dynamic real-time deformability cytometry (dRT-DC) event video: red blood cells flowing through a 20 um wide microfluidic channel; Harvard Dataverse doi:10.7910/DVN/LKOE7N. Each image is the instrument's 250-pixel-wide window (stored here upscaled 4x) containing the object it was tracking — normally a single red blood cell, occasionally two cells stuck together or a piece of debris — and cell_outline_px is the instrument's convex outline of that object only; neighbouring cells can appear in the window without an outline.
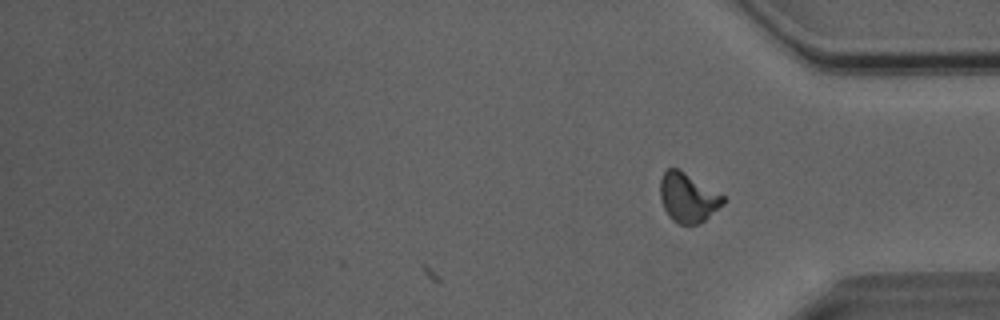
{"species": "Egyptian fruit bat (a non-hibernating species)", "species_latin": "Rousettus aegyptiacus", "temperature_condition": "room temperature", "stored_images_in_passage": 25, "camera_frame_rate_fps": 3000, "um_per_image_px": 0.085, "animal": {"sex": "male"}, "frame": {"image": 1, "passage_image": 25, "time_ms": 8.0, "image_size_px": [1000, 320], "cell_outline_px": [[724, 204], [704, 220], [696, 224], [680, 224], [672, 220], [668, 216], [660, 200], [660, 180], [664, 172], [668, 168], [680, 168], [724, 196]], "centroid_in_image_um": [58.45, 16.78], "position_along_channel_um": 376.8, "area_um2": 18.09}, "authors_computed_cell_mechanics": {"area_um2": 18.0914, "velocity_mm_per_s": 4.0651, "shape_relaxation_time_tau1_ms": 5.1092, "shape_relaxation_time_tau2_ms": 2.2323, "deformation_change_tau1": 0.1652, "deformation_change_tau2": 0.0792}}